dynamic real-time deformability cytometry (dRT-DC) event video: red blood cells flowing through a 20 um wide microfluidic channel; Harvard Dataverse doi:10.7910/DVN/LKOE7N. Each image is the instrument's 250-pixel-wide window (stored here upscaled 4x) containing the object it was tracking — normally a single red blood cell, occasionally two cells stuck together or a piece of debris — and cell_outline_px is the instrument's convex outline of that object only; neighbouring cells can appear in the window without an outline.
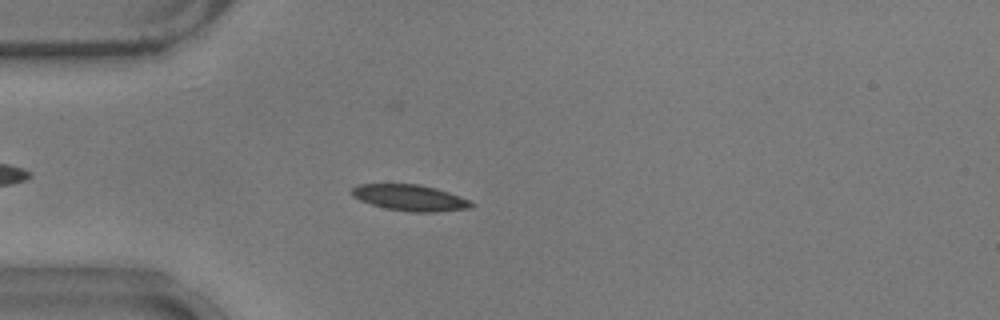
{"species": "common noctule bat (a hibernating species)", "species_latin": "Nyctalus noctula", "temperature_condition": "warm", "stored_images_in_passage": 50, "camera_frame_rate_fps": 3000, "um_per_image_px": 0.085, "animal": {"sex": "male", "body_mass_g": 17.9}, "frame": {"image": 1, "passage_image": 10, "time_ms": 3.0, "image_size_px": [1000, 320], "cell_outline_px": [[476, 204], [472, 208], [440, 212], [412, 212], [384, 208], [360, 200], [352, 196], [352, 188], [356, 184], [420, 184], [436, 188], [448, 192], [468, 200]], "centroid_in_image_um": [34.87, 16.81], "position_along_channel_um": 50.1, "area_um2": 18.26}}
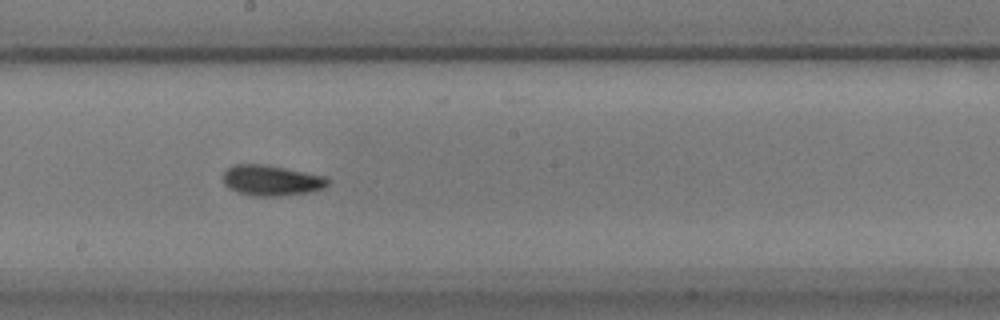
{"frame": {"image": 2, "passage_image": 25, "time_ms": 8.0, "image_size_px": [1000, 320], "cell_outline_px": [[332, 180], [324, 188], [308, 192], [280, 196], [252, 196], [228, 188], [224, 184], [224, 172], [228, 168], [236, 164], [260, 164], [284, 168], [324, 176]], "centroid_in_image_um": [23.08, 15.34], "position_along_channel_um": 225.1, "area_um2": 18.44}}
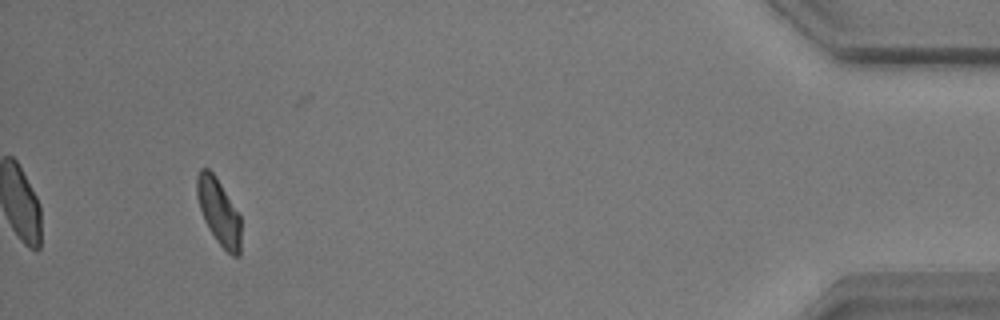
{"frame": {"image": 3, "passage_image": 46, "time_ms": 15.0, "image_size_px": [1000, 320], "cell_outline_px": [[240, 256], [232, 256], [216, 240], [208, 228], [204, 220], [196, 196], [196, 176], [200, 168], [208, 168], [216, 176], [240, 216]], "centroid_in_image_um": [18.57, 17.98], "position_along_channel_um": 416.6, "area_um2": 16.88}, "authors_computed_cell_mechanics": {"area_um2": 17.5712, "velocity_mm_per_s": 3.7183, "shape_relaxation_time_tau1_ms": 4.4022, "shape_relaxation_time_tau2_ms": 3.7789, "deformation_change_tau1": 0.1107, "deformation_change_tau2": 0.1042}}